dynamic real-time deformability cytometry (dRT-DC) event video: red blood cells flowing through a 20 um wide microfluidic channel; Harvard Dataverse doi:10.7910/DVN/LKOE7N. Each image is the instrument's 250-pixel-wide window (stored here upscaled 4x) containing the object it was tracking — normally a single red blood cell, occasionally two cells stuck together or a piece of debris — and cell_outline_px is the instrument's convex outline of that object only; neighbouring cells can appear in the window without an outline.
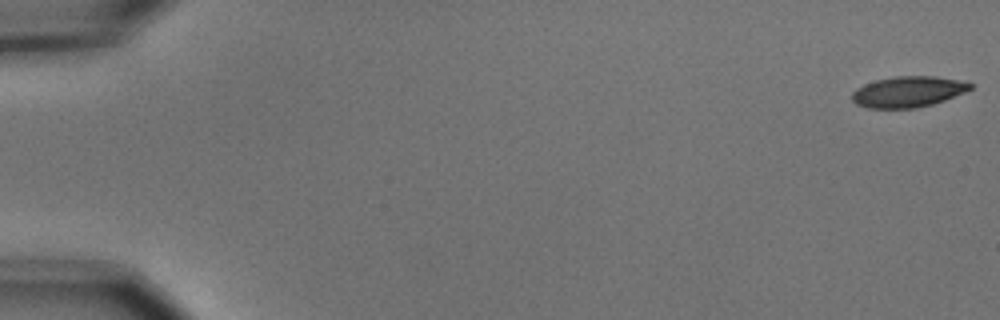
{"species": "common noctule bat (a hibernating species)", "species_latin": "Nyctalus noctula", "temperature_condition": "cold", "stored_images_in_passage": 9, "camera_frame_rate_fps": 3000, "um_per_image_px": 0.085, "animal": {"sex": "male", "body_mass_g": 15.6}, "frame": {"image": 1, "passage_image": 1, "time_ms": 0.0, "image_size_px": [1000, 320], "cell_outline_px": [[972, 88], [964, 92], [944, 100], [932, 104], [916, 108], [868, 108], [856, 104], [852, 100], [852, 92], [856, 88], [864, 84], [876, 80], [892, 76], [936, 76], [956, 80], [972, 84]], "centroid_in_image_um": [77.14, 7.8], "position_along_channel_um": 7.9, "area_um2": 21.15}}
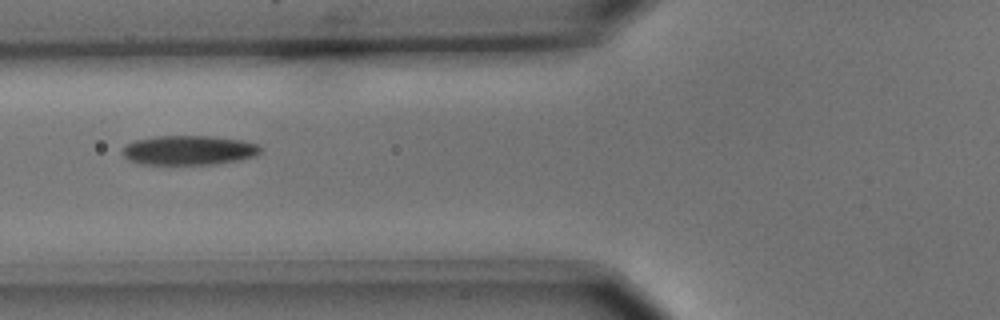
{"frame": {"image": 2, "passage_image": 7, "time_ms": 2.0, "image_size_px": [1000, 320], "cell_outline_px": [[260, 152], [256, 156], [240, 160], [220, 164], [140, 164], [128, 160], [120, 152], [128, 144], [136, 140], [156, 136], [212, 136], [240, 140], [256, 144], [260, 148]], "centroid_in_image_um": [16.05, 12.78], "position_along_channel_um": 109.8, "area_um2": 23.7}}
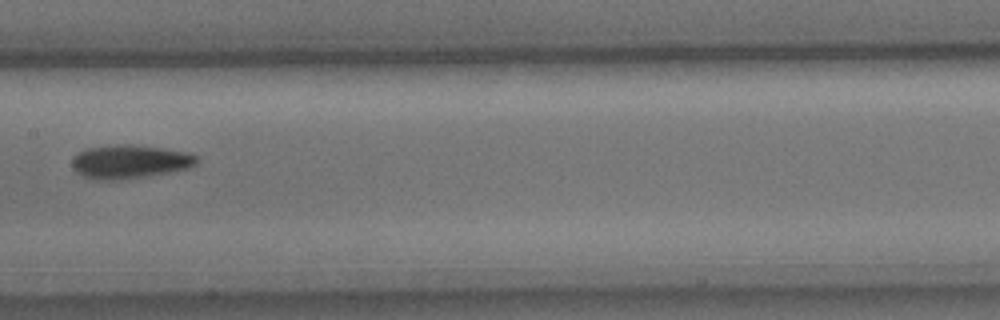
{"frame": {"image": 3, "passage_image": 9, "time_ms": 2.667, "image_size_px": [1000, 320], "cell_outline_px": [[200, 160], [196, 164], [188, 168], [148, 176], [120, 180], [92, 180], [76, 172], [72, 168], [72, 156], [88, 148], [116, 144], [132, 144], [164, 148], [188, 152], [200, 156]], "centroid_in_image_um": [11.04, 13.74], "position_along_channel_um": 196.4, "area_um2": 24.8}}